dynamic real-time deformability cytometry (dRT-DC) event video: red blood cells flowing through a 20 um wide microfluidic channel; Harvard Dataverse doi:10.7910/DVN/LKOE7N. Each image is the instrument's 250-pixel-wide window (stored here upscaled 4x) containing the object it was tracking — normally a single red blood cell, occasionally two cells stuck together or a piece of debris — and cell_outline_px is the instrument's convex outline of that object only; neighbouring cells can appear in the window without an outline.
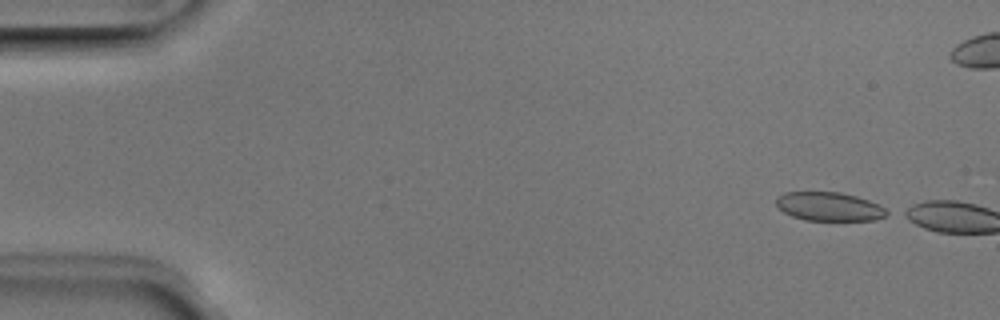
{"species": "Egyptian fruit bat (a non-hibernating species)", "species_latin": "Rousettus aegyptiacus", "temperature_condition": "room temperature", "stored_images_in_passage": 3, "camera_frame_rate_fps": 3000, "um_per_image_px": 0.085, "animal": {"sex": "male"}, "frame": {"image": 1, "passage_image": 1, "time_ms": 0.0, "image_size_px": [1000, 320], "cell_outline_px": [[892, 212], [888, 216], [872, 220], [804, 220], [792, 216], [784, 212], [776, 204], [776, 196], [784, 192], [840, 192], [856, 196], [880, 204]], "centroid_in_image_um": [70.52, 17.55], "position_along_channel_um": 14.5, "area_um2": 18.73}}